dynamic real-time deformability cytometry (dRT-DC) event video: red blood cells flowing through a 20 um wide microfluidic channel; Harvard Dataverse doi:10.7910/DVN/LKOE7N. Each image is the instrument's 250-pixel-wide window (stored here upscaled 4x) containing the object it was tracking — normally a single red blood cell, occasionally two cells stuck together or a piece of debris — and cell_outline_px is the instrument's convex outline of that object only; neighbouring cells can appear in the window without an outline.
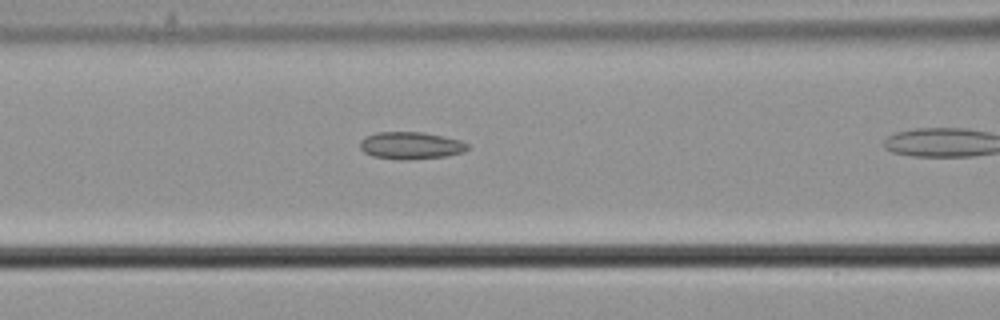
{"species": "common noctule bat (a hibernating species)", "species_latin": "Nyctalus noctula", "temperature_condition": "cold", "stored_images_in_passage": 8, "camera_frame_rate_fps": 3000, "um_per_image_px": 0.085, "animal": {"sex": "male", "body_mass_g": 21.5, "forearm_length_mm": 52.0}, "frame": {"image": 1, "passage_image": 4, "time_ms": 1.0, "image_size_px": [1000, 320], "cell_outline_px": [[468, 148], [464, 152], [444, 156], [408, 160], [400, 160], [372, 156], [364, 152], [360, 148], [360, 140], [376, 132], [424, 132], [460, 140], [468, 144]], "centroid_in_image_um": [34.9, 12.37], "position_along_channel_um": 131.7, "area_um2": 17.05}}
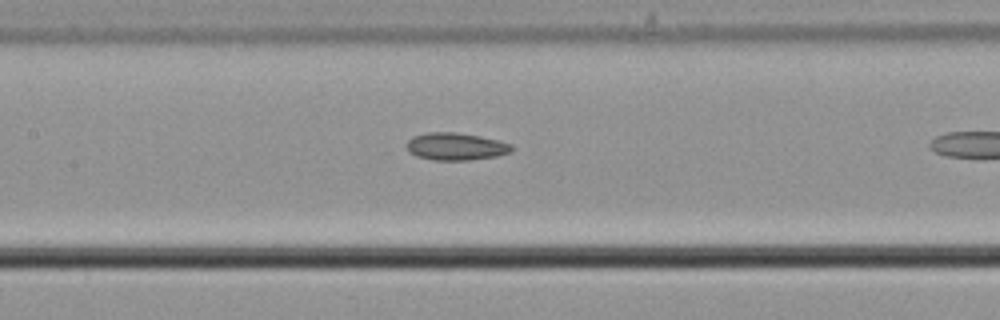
{"frame": {"image": 2, "passage_image": 7, "time_ms": 2.0, "image_size_px": [1000, 320], "cell_outline_px": [[512, 152], [496, 156], [468, 160], [432, 160], [416, 156], [408, 152], [408, 140], [412, 136], [428, 132], [456, 132], [480, 136], [500, 140], [512, 144]], "centroid_in_image_um": [38.75, 12.45], "position_along_channel_um": 168.6, "area_um2": 16.88}}